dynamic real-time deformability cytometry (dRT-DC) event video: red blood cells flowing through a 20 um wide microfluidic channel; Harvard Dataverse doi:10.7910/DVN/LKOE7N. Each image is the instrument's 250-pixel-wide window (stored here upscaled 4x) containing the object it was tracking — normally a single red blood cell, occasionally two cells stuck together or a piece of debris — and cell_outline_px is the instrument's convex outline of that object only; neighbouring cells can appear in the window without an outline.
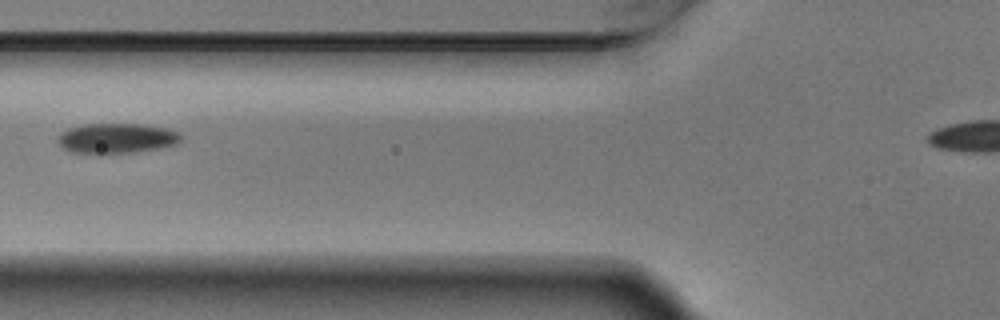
{"species": "Egyptian fruit bat (a non-hibernating species)", "species_latin": "Rousettus aegyptiacus", "temperature_condition": "warm", "stored_images_in_passage": 4, "camera_frame_rate_fps": 3000, "um_per_image_px": 0.085, "animal": {"sex": "male"}, "frame": {"image": 1, "passage_image": 3, "time_ms": 0.667, "image_size_px": [1000, 320], "cell_outline_px": [[180, 140], [176, 144], [160, 148], [132, 152], [72, 152], [64, 148], [56, 140], [68, 128], [84, 124], [144, 124], [164, 128], [180, 132]], "centroid_in_image_um": [9.94, 11.73], "position_along_channel_um": 115.9, "area_um2": 21.04}}
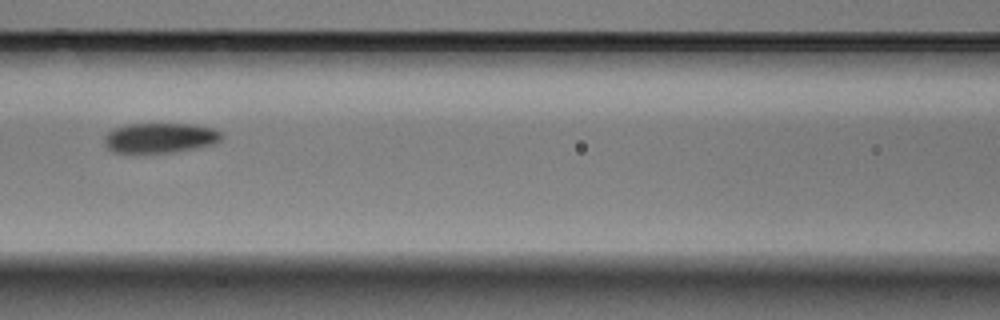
{"frame": {"image": 2, "passage_image": 4, "time_ms": 1.0, "image_size_px": [1000, 320], "cell_outline_px": [[224, 136], [216, 144], [196, 148], [172, 152], [112, 152], [104, 144], [104, 136], [112, 128], [128, 124], [196, 124], [212, 128], [220, 132]], "centroid_in_image_um": [13.61, 11.71], "position_along_channel_um": 153.0, "area_um2": 20.58}}